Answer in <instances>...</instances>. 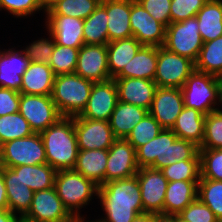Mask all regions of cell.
<instances>
[{
	"mask_svg": "<svg viewBox=\"0 0 222 222\" xmlns=\"http://www.w3.org/2000/svg\"><path fill=\"white\" fill-rule=\"evenodd\" d=\"M97 198L100 199L105 216L100 222H132L143 213L141 190L137 176L106 182L98 186Z\"/></svg>",
	"mask_w": 222,
	"mask_h": 222,
	"instance_id": "6da1fadb",
	"label": "cell"
},
{
	"mask_svg": "<svg viewBox=\"0 0 222 222\" xmlns=\"http://www.w3.org/2000/svg\"><path fill=\"white\" fill-rule=\"evenodd\" d=\"M139 168L162 169L179 160H200L199 146L180 139L171 129L162 131L152 140L136 149Z\"/></svg>",
	"mask_w": 222,
	"mask_h": 222,
	"instance_id": "7a4b0ae2",
	"label": "cell"
},
{
	"mask_svg": "<svg viewBox=\"0 0 222 222\" xmlns=\"http://www.w3.org/2000/svg\"><path fill=\"white\" fill-rule=\"evenodd\" d=\"M47 164L56 171L74 169L79 148L74 128V117H61L40 133Z\"/></svg>",
	"mask_w": 222,
	"mask_h": 222,
	"instance_id": "3957f363",
	"label": "cell"
},
{
	"mask_svg": "<svg viewBox=\"0 0 222 222\" xmlns=\"http://www.w3.org/2000/svg\"><path fill=\"white\" fill-rule=\"evenodd\" d=\"M93 84L76 73L55 76L51 96L62 117H74L82 113Z\"/></svg>",
	"mask_w": 222,
	"mask_h": 222,
	"instance_id": "277c9868",
	"label": "cell"
},
{
	"mask_svg": "<svg viewBox=\"0 0 222 222\" xmlns=\"http://www.w3.org/2000/svg\"><path fill=\"white\" fill-rule=\"evenodd\" d=\"M184 106L207 115L222 105L220 77L195 70L181 87ZM216 107V108H215Z\"/></svg>",
	"mask_w": 222,
	"mask_h": 222,
	"instance_id": "5b68a950",
	"label": "cell"
},
{
	"mask_svg": "<svg viewBox=\"0 0 222 222\" xmlns=\"http://www.w3.org/2000/svg\"><path fill=\"white\" fill-rule=\"evenodd\" d=\"M54 187L64 207L74 218L82 217L80 209L98 195V185L74 169L59 170Z\"/></svg>",
	"mask_w": 222,
	"mask_h": 222,
	"instance_id": "8992f818",
	"label": "cell"
},
{
	"mask_svg": "<svg viewBox=\"0 0 222 222\" xmlns=\"http://www.w3.org/2000/svg\"><path fill=\"white\" fill-rule=\"evenodd\" d=\"M198 25L196 16L182 22L170 23L166 27L163 47L195 62L204 44Z\"/></svg>",
	"mask_w": 222,
	"mask_h": 222,
	"instance_id": "52a82bcc",
	"label": "cell"
},
{
	"mask_svg": "<svg viewBox=\"0 0 222 222\" xmlns=\"http://www.w3.org/2000/svg\"><path fill=\"white\" fill-rule=\"evenodd\" d=\"M47 158L40 133L14 139L2 144L0 166L16 167L21 165L46 164Z\"/></svg>",
	"mask_w": 222,
	"mask_h": 222,
	"instance_id": "ba28073f",
	"label": "cell"
},
{
	"mask_svg": "<svg viewBox=\"0 0 222 222\" xmlns=\"http://www.w3.org/2000/svg\"><path fill=\"white\" fill-rule=\"evenodd\" d=\"M194 71V61L173 53L163 46L158 47L157 68L154 77L157 87L181 88Z\"/></svg>",
	"mask_w": 222,
	"mask_h": 222,
	"instance_id": "9c48e42d",
	"label": "cell"
},
{
	"mask_svg": "<svg viewBox=\"0 0 222 222\" xmlns=\"http://www.w3.org/2000/svg\"><path fill=\"white\" fill-rule=\"evenodd\" d=\"M75 218L64 207L55 187L35 191L29 211L21 222H74Z\"/></svg>",
	"mask_w": 222,
	"mask_h": 222,
	"instance_id": "30bf717a",
	"label": "cell"
},
{
	"mask_svg": "<svg viewBox=\"0 0 222 222\" xmlns=\"http://www.w3.org/2000/svg\"><path fill=\"white\" fill-rule=\"evenodd\" d=\"M18 112L29 122L34 133H41L62 117L51 95L21 93Z\"/></svg>",
	"mask_w": 222,
	"mask_h": 222,
	"instance_id": "8fae6325",
	"label": "cell"
},
{
	"mask_svg": "<svg viewBox=\"0 0 222 222\" xmlns=\"http://www.w3.org/2000/svg\"><path fill=\"white\" fill-rule=\"evenodd\" d=\"M74 128L79 150L109 149L116 140L106 120L74 116Z\"/></svg>",
	"mask_w": 222,
	"mask_h": 222,
	"instance_id": "7c38bea8",
	"label": "cell"
},
{
	"mask_svg": "<svg viewBox=\"0 0 222 222\" xmlns=\"http://www.w3.org/2000/svg\"><path fill=\"white\" fill-rule=\"evenodd\" d=\"M142 197L143 213L164 214L168 180L160 169L139 168L136 174Z\"/></svg>",
	"mask_w": 222,
	"mask_h": 222,
	"instance_id": "4fadbf2b",
	"label": "cell"
},
{
	"mask_svg": "<svg viewBox=\"0 0 222 222\" xmlns=\"http://www.w3.org/2000/svg\"><path fill=\"white\" fill-rule=\"evenodd\" d=\"M130 25L132 36L142 45H164L166 27L155 20L137 0H130Z\"/></svg>",
	"mask_w": 222,
	"mask_h": 222,
	"instance_id": "5bb4252c",
	"label": "cell"
},
{
	"mask_svg": "<svg viewBox=\"0 0 222 222\" xmlns=\"http://www.w3.org/2000/svg\"><path fill=\"white\" fill-rule=\"evenodd\" d=\"M136 150L126 139H116L108 149L105 183L137 174Z\"/></svg>",
	"mask_w": 222,
	"mask_h": 222,
	"instance_id": "9a60e30c",
	"label": "cell"
},
{
	"mask_svg": "<svg viewBox=\"0 0 222 222\" xmlns=\"http://www.w3.org/2000/svg\"><path fill=\"white\" fill-rule=\"evenodd\" d=\"M118 102V90L114 79L94 82L87 105L79 117L109 121Z\"/></svg>",
	"mask_w": 222,
	"mask_h": 222,
	"instance_id": "2e32d148",
	"label": "cell"
},
{
	"mask_svg": "<svg viewBox=\"0 0 222 222\" xmlns=\"http://www.w3.org/2000/svg\"><path fill=\"white\" fill-rule=\"evenodd\" d=\"M74 73L92 82L112 79L108 69L106 45L84 44L80 47Z\"/></svg>",
	"mask_w": 222,
	"mask_h": 222,
	"instance_id": "e0dca14e",
	"label": "cell"
},
{
	"mask_svg": "<svg viewBox=\"0 0 222 222\" xmlns=\"http://www.w3.org/2000/svg\"><path fill=\"white\" fill-rule=\"evenodd\" d=\"M183 108L181 88L157 87L148 112L163 129H172Z\"/></svg>",
	"mask_w": 222,
	"mask_h": 222,
	"instance_id": "ac0fdd59",
	"label": "cell"
},
{
	"mask_svg": "<svg viewBox=\"0 0 222 222\" xmlns=\"http://www.w3.org/2000/svg\"><path fill=\"white\" fill-rule=\"evenodd\" d=\"M45 26L55 44L80 48L84 45L83 19L64 15H47Z\"/></svg>",
	"mask_w": 222,
	"mask_h": 222,
	"instance_id": "d6986e66",
	"label": "cell"
},
{
	"mask_svg": "<svg viewBox=\"0 0 222 222\" xmlns=\"http://www.w3.org/2000/svg\"><path fill=\"white\" fill-rule=\"evenodd\" d=\"M118 90V101L133 104L149 111L157 85L142 78H114Z\"/></svg>",
	"mask_w": 222,
	"mask_h": 222,
	"instance_id": "ffe728a7",
	"label": "cell"
},
{
	"mask_svg": "<svg viewBox=\"0 0 222 222\" xmlns=\"http://www.w3.org/2000/svg\"><path fill=\"white\" fill-rule=\"evenodd\" d=\"M30 60L23 50L4 49L0 55V87L20 93L22 75L27 70Z\"/></svg>",
	"mask_w": 222,
	"mask_h": 222,
	"instance_id": "44dd1931",
	"label": "cell"
},
{
	"mask_svg": "<svg viewBox=\"0 0 222 222\" xmlns=\"http://www.w3.org/2000/svg\"><path fill=\"white\" fill-rule=\"evenodd\" d=\"M3 180L6 187L8 210L21 219L32 203L34 191L26 186L12 168L3 166ZM18 213V214H17Z\"/></svg>",
	"mask_w": 222,
	"mask_h": 222,
	"instance_id": "7402d4cb",
	"label": "cell"
},
{
	"mask_svg": "<svg viewBox=\"0 0 222 222\" xmlns=\"http://www.w3.org/2000/svg\"><path fill=\"white\" fill-rule=\"evenodd\" d=\"M108 16V40L113 42L132 36L130 0H101Z\"/></svg>",
	"mask_w": 222,
	"mask_h": 222,
	"instance_id": "603a6c76",
	"label": "cell"
},
{
	"mask_svg": "<svg viewBox=\"0 0 222 222\" xmlns=\"http://www.w3.org/2000/svg\"><path fill=\"white\" fill-rule=\"evenodd\" d=\"M55 75L48 64L30 62L22 75L20 93L27 95H52Z\"/></svg>",
	"mask_w": 222,
	"mask_h": 222,
	"instance_id": "cb8c5ba5",
	"label": "cell"
},
{
	"mask_svg": "<svg viewBox=\"0 0 222 222\" xmlns=\"http://www.w3.org/2000/svg\"><path fill=\"white\" fill-rule=\"evenodd\" d=\"M199 181H172L168 182L164 214L178 215L197 198Z\"/></svg>",
	"mask_w": 222,
	"mask_h": 222,
	"instance_id": "d4e9b609",
	"label": "cell"
},
{
	"mask_svg": "<svg viewBox=\"0 0 222 222\" xmlns=\"http://www.w3.org/2000/svg\"><path fill=\"white\" fill-rule=\"evenodd\" d=\"M108 149L79 150L74 170L100 186L105 183Z\"/></svg>",
	"mask_w": 222,
	"mask_h": 222,
	"instance_id": "484cf974",
	"label": "cell"
},
{
	"mask_svg": "<svg viewBox=\"0 0 222 222\" xmlns=\"http://www.w3.org/2000/svg\"><path fill=\"white\" fill-rule=\"evenodd\" d=\"M157 57L158 47L143 45L115 78H142L154 81Z\"/></svg>",
	"mask_w": 222,
	"mask_h": 222,
	"instance_id": "4316f807",
	"label": "cell"
},
{
	"mask_svg": "<svg viewBox=\"0 0 222 222\" xmlns=\"http://www.w3.org/2000/svg\"><path fill=\"white\" fill-rule=\"evenodd\" d=\"M148 110L133 104L118 101L112 112L109 124L116 139H126L128 134L137 125Z\"/></svg>",
	"mask_w": 222,
	"mask_h": 222,
	"instance_id": "83f0119b",
	"label": "cell"
},
{
	"mask_svg": "<svg viewBox=\"0 0 222 222\" xmlns=\"http://www.w3.org/2000/svg\"><path fill=\"white\" fill-rule=\"evenodd\" d=\"M205 115L194 108L185 107L176 119L172 131L180 139L201 146L204 138Z\"/></svg>",
	"mask_w": 222,
	"mask_h": 222,
	"instance_id": "f1b7e54d",
	"label": "cell"
},
{
	"mask_svg": "<svg viewBox=\"0 0 222 222\" xmlns=\"http://www.w3.org/2000/svg\"><path fill=\"white\" fill-rule=\"evenodd\" d=\"M143 45L133 36L109 42L107 47L108 69L114 79L134 58Z\"/></svg>",
	"mask_w": 222,
	"mask_h": 222,
	"instance_id": "f546056e",
	"label": "cell"
},
{
	"mask_svg": "<svg viewBox=\"0 0 222 222\" xmlns=\"http://www.w3.org/2000/svg\"><path fill=\"white\" fill-rule=\"evenodd\" d=\"M196 18L204 43L222 36V0H208Z\"/></svg>",
	"mask_w": 222,
	"mask_h": 222,
	"instance_id": "4dcf8cb0",
	"label": "cell"
},
{
	"mask_svg": "<svg viewBox=\"0 0 222 222\" xmlns=\"http://www.w3.org/2000/svg\"><path fill=\"white\" fill-rule=\"evenodd\" d=\"M21 181L34 192L53 188L57 171L49 164L21 165L12 167Z\"/></svg>",
	"mask_w": 222,
	"mask_h": 222,
	"instance_id": "1f68e13d",
	"label": "cell"
},
{
	"mask_svg": "<svg viewBox=\"0 0 222 222\" xmlns=\"http://www.w3.org/2000/svg\"><path fill=\"white\" fill-rule=\"evenodd\" d=\"M108 16L106 8L100 5L83 23L84 44L107 45L108 40Z\"/></svg>",
	"mask_w": 222,
	"mask_h": 222,
	"instance_id": "d6a6232c",
	"label": "cell"
},
{
	"mask_svg": "<svg viewBox=\"0 0 222 222\" xmlns=\"http://www.w3.org/2000/svg\"><path fill=\"white\" fill-rule=\"evenodd\" d=\"M195 70L222 76V36L203 44L195 61Z\"/></svg>",
	"mask_w": 222,
	"mask_h": 222,
	"instance_id": "836d02e7",
	"label": "cell"
},
{
	"mask_svg": "<svg viewBox=\"0 0 222 222\" xmlns=\"http://www.w3.org/2000/svg\"><path fill=\"white\" fill-rule=\"evenodd\" d=\"M101 0H58L46 15H64L79 19L88 18L100 5Z\"/></svg>",
	"mask_w": 222,
	"mask_h": 222,
	"instance_id": "e575fe53",
	"label": "cell"
},
{
	"mask_svg": "<svg viewBox=\"0 0 222 222\" xmlns=\"http://www.w3.org/2000/svg\"><path fill=\"white\" fill-rule=\"evenodd\" d=\"M29 122L19 113L0 116V143L32 135Z\"/></svg>",
	"mask_w": 222,
	"mask_h": 222,
	"instance_id": "d590c367",
	"label": "cell"
},
{
	"mask_svg": "<svg viewBox=\"0 0 222 222\" xmlns=\"http://www.w3.org/2000/svg\"><path fill=\"white\" fill-rule=\"evenodd\" d=\"M197 197L207 205L222 222V181L200 179L198 182Z\"/></svg>",
	"mask_w": 222,
	"mask_h": 222,
	"instance_id": "8d00e7d4",
	"label": "cell"
},
{
	"mask_svg": "<svg viewBox=\"0 0 222 222\" xmlns=\"http://www.w3.org/2000/svg\"><path fill=\"white\" fill-rule=\"evenodd\" d=\"M79 49L55 44L53 54L48 63L55 76L75 72Z\"/></svg>",
	"mask_w": 222,
	"mask_h": 222,
	"instance_id": "74e56055",
	"label": "cell"
},
{
	"mask_svg": "<svg viewBox=\"0 0 222 222\" xmlns=\"http://www.w3.org/2000/svg\"><path fill=\"white\" fill-rule=\"evenodd\" d=\"M160 170L168 182L199 181L201 177L200 160H179Z\"/></svg>",
	"mask_w": 222,
	"mask_h": 222,
	"instance_id": "f35d334b",
	"label": "cell"
},
{
	"mask_svg": "<svg viewBox=\"0 0 222 222\" xmlns=\"http://www.w3.org/2000/svg\"><path fill=\"white\" fill-rule=\"evenodd\" d=\"M162 129L158 121L148 112L144 118L134 126L126 137V140L136 150L138 147L155 138Z\"/></svg>",
	"mask_w": 222,
	"mask_h": 222,
	"instance_id": "ab89813d",
	"label": "cell"
},
{
	"mask_svg": "<svg viewBox=\"0 0 222 222\" xmlns=\"http://www.w3.org/2000/svg\"><path fill=\"white\" fill-rule=\"evenodd\" d=\"M199 149H222V110L205 116L204 138Z\"/></svg>",
	"mask_w": 222,
	"mask_h": 222,
	"instance_id": "60d3db41",
	"label": "cell"
},
{
	"mask_svg": "<svg viewBox=\"0 0 222 222\" xmlns=\"http://www.w3.org/2000/svg\"><path fill=\"white\" fill-rule=\"evenodd\" d=\"M200 179L222 181V149H199Z\"/></svg>",
	"mask_w": 222,
	"mask_h": 222,
	"instance_id": "b9f144b4",
	"label": "cell"
},
{
	"mask_svg": "<svg viewBox=\"0 0 222 222\" xmlns=\"http://www.w3.org/2000/svg\"><path fill=\"white\" fill-rule=\"evenodd\" d=\"M49 36L46 39L41 37V39L34 41L23 49L30 62L49 63L55 47V42L50 32Z\"/></svg>",
	"mask_w": 222,
	"mask_h": 222,
	"instance_id": "7bdbcfd3",
	"label": "cell"
},
{
	"mask_svg": "<svg viewBox=\"0 0 222 222\" xmlns=\"http://www.w3.org/2000/svg\"><path fill=\"white\" fill-rule=\"evenodd\" d=\"M208 0H171V23L182 22L196 16Z\"/></svg>",
	"mask_w": 222,
	"mask_h": 222,
	"instance_id": "ee69618b",
	"label": "cell"
},
{
	"mask_svg": "<svg viewBox=\"0 0 222 222\" xmlns=\"http://www.w3.org/2000/svg\"><path fill=\"white\" fill-rule=\"evenodd\" d=\"M178 215L188 222H220L213 211L198 197Z\"/></svg>",
	"mask_w": 222,
	"mask_h": 222,
	"instance_id": "f6af8a7d",
	"label": "cell"
},
{
	"mask_svg": "<svg viewBox=\"0 0 222 222\" xmlns=\"http://www.w3.org/2000/svg\"><path fill=\"white\" fill-rule=\"evenodd\" d=\"M2 9L17 18H28L36 11L42 10L38 0H0V10L2 11Z\"/></svg>",
	"mask_w": 222,
	"mask_h": 222,
	"instance_id": "bcb514c9",
	"label": "cell"
},
{
	"mask_svg": "<svg viewBox=\"0 0 222 222\" xmlns=\"http://www.w3.org/2000/svg\"><path fill=\"white\" fill-rule=\"evenodd\" d=\"M158 22L167 27L171 23V0H137Z\"/></svg>",
	"mask_w": 222,
	"mask_h": 222,
	"instance_id": "7dc6e473",
	"label": "cell"
},
{
	"mask_svg": "<svg viewBox=\"0 0 222 222\" xmlns=\"http://www.w3.org/2000/svg\"><path fill=\"white\" fill-rule=\"evenodd\" d=\"M21 93L0 87V116L19 111Z\"/></svg>",
	"mask_w": 222,
	"mask_h": 222,
	"instance_id": "c3c4849f",
	"label": "cell"
},
{
	"mask_svg": "<svg viewBox=\"0 0 222 222\" xmlns=\"http://www.w3.org/2000/svg\"><path fill=\"white\" fill-rule=\"evenodd\" d=\"M8 209L6 187L3 180V166H0V210Z\"/></svg>",
	"mask_w": 222,
	"mask_h": 222,
	"instance_id": "681fc988",
	"label": "cell"
},
{
	"mask_svg": "<svg viewBox=\"0 0 222 222\" xmlns=\"http://www.w3.org/2000/svg\"><path fill=\"white\" fill-rule=\"evenodd\" d=\"M0 222H21L18 215L10 212L8 209L0 210Z\"/></svg>",
	"mask_w": 222,
	"mask_h": 222,
	"instance_id": "f907efd6",
	"label": "cell"
},
{
	"mask_svg": "<svg viewBox=\"0 0 222 222\" xmlns=\"http://www.w3.org/2000/svg\"><path fill=\"white\" fill-rule=\"evenodd\" d=\"M132 222H155V213H142L137 215Z\"/></svg>",
	"mask_w": 222,
	"mask_h": 222,
	"instance_id": "816d5d0a",
	"label": "cell"
},
{
	"mask_svg": "<svg viewBox=\"0 0 222 222\" xmlns=\"http://www.w3.org/2000/svg\"><path fill=\"white\" fill-rule=\"evenodd\" d=\"M155 222H176V215L155 214Z\"/></svg>",
	"mask_w": 222,
	"mask_h": 222,
	"instance_id": "f5cc1de1",
	"label": "cell"
},
{
	"mask_svg": "<svg viewBox=\"0 0 222 222\" xmlns=\"http://www.w3.org/2000/svg\"><path fill=\"white\" fill-rule=\"evenodd\" d=\"M44 12L48 11L58 0H38Z\"/></svg>",
	"mask_w": 222,
	"mask_h": 222,
	"instance_id": "db71d44e",
	"label": "cell"
},
{
	"mask_svg": "<svg viewBox=\"0 0 222 222\" xmlns=\"http://www.w3.org/2000/svg\"><path fill=\"white\" fill-rule=\"evenodd\" d=\"M74 222H100L99 220L96 219V221H86L84 220V216L80 217V218H75Z\"/></svg>",
	"mask_w": 222,
	"mask_h": 222,
	"instance_id": "11a10c76",
	"label": "cell"
},
{
	"mask_svg": "<svg viewBox=\"0 0 222 222\" xmlns=\"http://www.w3.org/2000/svg\"><path fill=\"white\" fill-rule=\"evenodd\" d=\"M176 222H188V221L182 219L179 215H176Z\"/></svg>",
	"mask_w": 222,
	"mask_h": 222,
	"instance_id": "9f6ffc18",
	"label": "cell"
},
{
	"mask_svg": "<svg viewBox=\"0 0 222 222\" xmlns=\"http://www.w3.org/2000/svg\"><path fill=\"white\" fill-rule=\"evenodd\" d=\"M1 157H2V144L0 143V161H1Z\"/></svg>",
	"mask_w": 222,
	"mask_h": 222,
	"instance_id": "6f0895ef",
	"label": "cell"
},
{
	"mask_svg": "<svg viewBox=\"0 0 222 222\" xmlns=\"http://www.w3.org/2000/svg\"><path fill=\"white\" fill-rule=\"evenodd\" d=\"M220 81H221V91H222V76L220 77Z\"/></svg>",
	"mask_w": 222,
	"mask_h": 222,
	"instance_id": "680465c9",
	"label": "cell"
}]
</instances>
